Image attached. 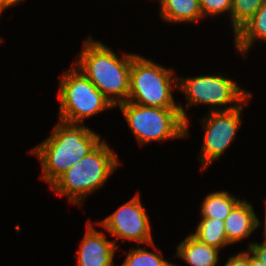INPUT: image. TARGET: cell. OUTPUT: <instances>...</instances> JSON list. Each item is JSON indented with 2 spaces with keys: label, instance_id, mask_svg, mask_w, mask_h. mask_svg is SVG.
<instances>
[{
  "label": "cell",
  "instance_id": "1",
  "mask_svg": "<svg viewBox=\"0 0 266 266\" xmlns=\"http://www.w3.org/2000/svg\"><path fill=\"white\" fill-rule=\"evenodd\" d=\"M73 65L113 104L127 102L130 91V71L134 53L121 58L111 48L92 36L87 37Z\"/></svg>",
  "mask_w": 266,
  "mask_h": 266
},
{
  "label": "cell",
  "instance_id": "2",
  "mask_svg": "<svg viewBox=\"0 0 266 266\" xmlns=\"http://www.w3.org/2000/svg\"><path fill=\"white\" fill-rule=\"evenodd\" d=\"M101 141L100 134L84 124H71L59 120L49 137L30 150L40 162V179L47 182L50 187Z\"/></svg>",
  "mask_w": 266,
  "mask_h": 266
},
{
  "label": "cell",
  "instance_id": "3",
  "mask_svg": "<svg viewBox=\"0 0 266 266\" xmlns=\"http://www.w3.org/2000/svg\"><path fill=\"white\" fill-rule=\"evenodd\" d=\"M120 161L104 139L51 186L57 195L82 206L86 197L99 190L119 167Z\"/></svg>",
  "mask_w": 266,
  "mask_h": 266
},
{
  "label": "cell",
  "instance_id": "4",
  "mask_svg": "<svg viewBox=\"0 0 266 266\" xmlns=\"http://www.w3.org/2000/svg\"><path fill=\"white\" fill-rule=\"evenodd\" d=\"M178 89V76L173 68L136 54L132 59L130 71V91L128 101L144 106L159 108H179L186 122V137L189 134V117L186 109L176 104L173 89Z\"/></svg>",
  "mask_w": 266,
  "mask_h": 266
},
{
  "label": "cell",
  "instance_id": "5",
  "mask_svg": "<svg viewBox=\"0 0 266 266\" xmlns=\"http://www.w3.org/2000/svg\"><path fill=\"white\" fill-rule=\"evenodd\" d=\"M58 89L59 119L71 124H84L85 119L113 104L74 65L61 74Z\"/></svg>",
  "mask_w": 266,
  "mask_h": 266
},
{
  "label": "cell",
  "instance_id": "6",
  "mask_svg": "<svg viewBox=\"0 0 266 266\" xmlns=\"http://www.w3.org/2000/svg\"><path fill=\"white\" fill-rule=\"evenodd\" d=\"M117 106L141 146L186 136V122L179 108L150 107L129 101Z\"/></svg>",
  "mask_w": 266,
  "mask_h": 266
},
{
  "label": "cell",
  "instance_id": "7",
  "mask_svg": "<svg viewBox=\"0 0 266 266\" xmlns=\"http://www.w3.org/2000/svg\"><path fill=\"white\" fill-rule=\"evenodd\" d=\"M178 89L187 97L186 107L196 104L210 105L212 107L209 106L208 112L235 109L251 95V92L240 87L236 81L220 73L193 77L178 75Z\"/></svg>",
  "mask_w": 266,
  "mask_h": 266
},
{
  "label": "cell",
  "instance_id": "8",
  "mask_svg": "<svg viewBox=\"0 0 266 266\" xmlns=\"http://www.w3.org/2000/svg\"><path fill=\"white\" fill-rule=\"evenodd\" d=\"M251 95L237 108L228 111H214L202 118L204 136L199 154L201 170L207 169L218 160L237 137L242 123L241 113L249 103Z\"/></svg>",
  "mask_w": 266,
  "mask_h": 266
},
{
  "label": "cell",
  "instance_id": "9",
  "mask_svg": "<svg viewBox=\"0 0 266 266\" xmlns=\"http://www.w3.org/2000/svg\"><path fill=\"white\" fill-rule=\"evenodd\" d=\"M140 193H136L129 201L117 208L96 224L104 228L110 235L117 248L118 240L136 242L137 246L154 242L149 216L141 202Z\"/></svg>",
  "mask_w": 266,
  "mask_h": 266
},
{
  "label": "cell",
  "instance_id": "10",
  "mask_svg": "<svg viewBox=\"0 0 266 266\" xmlns=\"http://www.w3.org/2000/svg\"><path fill=\"white\" fill-rule=\"evenodd\" d=\"M118 250L113 240L106 239L103 231L96 230L89 220L80 247L77 249V266H115V252Z\"/></svg>",
  "mask_w": 266,
  "mask_h": 266
},
{
  "label": "cell",
  "instance_id": "11",
  "mask_svg": "<svg viewBox=\"0 0 266 266\" xmlns=\"http://www.w3.org/2000/svg\"><path fill=\"white\" fill-rule=\"evenodd\" d=\"M225 233L230 244L237 243L248 238L261 222L254 212L250 202L240 200L224 220Z\"/></svg>",
  "mask_w": 266,
  "mask_h": 266
},
{
  "label": "cell",
  "instance_id": "12",
  "mask_svg": "<svg viewBox=\"0 0 266 266\" xmlns=\"http://www.w3.org/2000/svg\"><path fill=\"white\" fill-rule=\"evenodd\" d=\"M220 250L200 242L192 234L177 245L176 256L191 266H217Z\"/></svg>",
  "mask_w": 266,
  "mask_h": 266
},
{
  "label": "cell",
  "instance_id": "13",
  "mask_svg": "<svg viewBox=\"0 0 266 266\" xmlns=\"http://www.w3.org/2000/svg\"><path fill=\"white\" fill-rule=\"evenodd\" d=\"M258 41L266 42V3L235 34V49L242 56Z\"/></svg>",
  "mask_w": 266,
  "mask_h": 266
},
{
  "label": "cell",
  "instance_id": "14",
  "mask_svg": "<svg viewBox=\"0 0 266 266\" xmlns=\"http://www.w3.org/2000/svg\"><path fill=\"white\" fill-rule=\"evenodd\" d=\"M160 15L166 23H193L203 18L199 0H159Z\"/></svg>",
  "mask_w": 266,
  "mask_h": 266
},
{
  "label": "cell",
  "instance_id": "15",
  "mask_svg": "<svg viewBox=\"0 0 266 266\" xmlns=\"http://www.w3.org/2000/svg\"><path fill=\"white\" fill-rule=\"evenodd\" d=\"M236 198L235 195H231L227 191L209 193L201 204V218L225 220L233 207L240 201Z\"/></svg>",
  "mask_w": 266,
  "mask_h": 266
},
{
  "label": "cell",
  "instance_id": "16",
  "mask_svg": "<svg viewBox=\"0 0 266 266\" xmlns=\"http://www.w3.org/2000/svg\"><path fill=\"white\" fill-rule=\"evenodd\" d=\"M200 242L222 250L230 245L225 233L224 220L202 218L197 225L195 232L191 233Z\"/></svg>",
  "mask_w": 266,
  "mask_h": 266
},
{
  "label": "cell",
  "instance_id": "17",
  "mask_svg": "<svg viewBox=\"0 0 266 266\" xmlns=\"http://www.w3.org/2000/svg\"><path fill=\"white\" fill-rule=\"evenodd\" d=\"M154 243L148 244V246L155 248L154 252L148 251L142 246L131 248L121 266H174V263L172 264L161 256L162 251Z\"/></svg>",
  "mask_w": 266,
  "mask_h": 266
},
{
  "label": "cell",
  "instance_id": "18",
  "mask_svg": "<svg viewBox=\"0 0 266 266\" xmlns=\"http://www.w3.org/2000/svg\"><path fill=\"white\" fill-rule=\"evenodd\" d=\"M265 3L266 0H232L230 20L233 34L249 21Z\"/></svg>",
  "mask_w": 266,
  "mask_h": 266
},
{
  "label": "cell",
  "instance_id": "19",
  "mask_svg": "<svg viewBox=\"0 0 266 266\" xmlns=\"http://www.w3.org/2000/svg\"><path fill=\"white\" fill-rule=\"evenodd\" d=\"M202 16H220V14L229 13L231 15L232 0H199Z\"/></svg>",
  "mask_w": 266,
  "mask_h": 266
},
{
  "label": "cell",
  "instance_id": "20",
  "mask_svg": "<svg viewBox=\"0 0 266 266\" xmlns=\"http://www.w3.org/2000/svg\"><path fill=\"white\" fill-rule=\"evenodd\" d=\"M248 251L260 262L266 264V239L261 243L251 242L247 246Z\"/></svg>",
  "mask_w": 266,
  "mask_h": 266
},
{
  "label": "cell",
  "instance_id": "21",
  "mask_svg": "<svg viewBox=\"0 0 266 266\" xmlns=\"http://www.w3.org/2000/svg\"><path fill=\"white\" fill-rule=\"evenodd\" d=\"M224 266H249V251H241L231 255Z\"/></svg>",
  "mask_w": 266,
  "mask_h": 266
},
{
  "label": "cell",
  "instance_id": "22",
  "mask_svg": "<svg viewBox=\"0 0 266 266\" xmlns=\"http://www.w3.org/2000/svg\"><path fill=\"white\" fill-rule=\"evenodd\" d=\"M23 0H0V15L6 9H9L11 6L19 5Z\"/></svg>",
  "mask_w": 266,
  "mask_h": 266
},
{
  "label": "cell",
  "instance_id": "23",
  "mask_svg": "<svg viewBox=\"0 0 266 266\" xmlns=\"http://www.w3.org/2000/svg\"><path fill=\"white\" fill-rule=\"evenodd\" d=\"M249 266H266V264L260 262L249 252Z\"/></svg>",
  "mask_w": 266,
  "mask_h": 266
},
{
  "label": "cell",
  "instance_id": "24",
  "mask_svg": "<svg viewBox=\"0 0 266 266\" xmlns=\"http://www.w3.org/2000/svg\"><path fill=\"white\" fill-rule=\"evenodd\" d=\"M264 206H265V217H264V228H263V236H264V239H266V199L264 200Z\"/></svg>",
  "mask_w": 266,
  "mask_h": 266
}]
</instances>
